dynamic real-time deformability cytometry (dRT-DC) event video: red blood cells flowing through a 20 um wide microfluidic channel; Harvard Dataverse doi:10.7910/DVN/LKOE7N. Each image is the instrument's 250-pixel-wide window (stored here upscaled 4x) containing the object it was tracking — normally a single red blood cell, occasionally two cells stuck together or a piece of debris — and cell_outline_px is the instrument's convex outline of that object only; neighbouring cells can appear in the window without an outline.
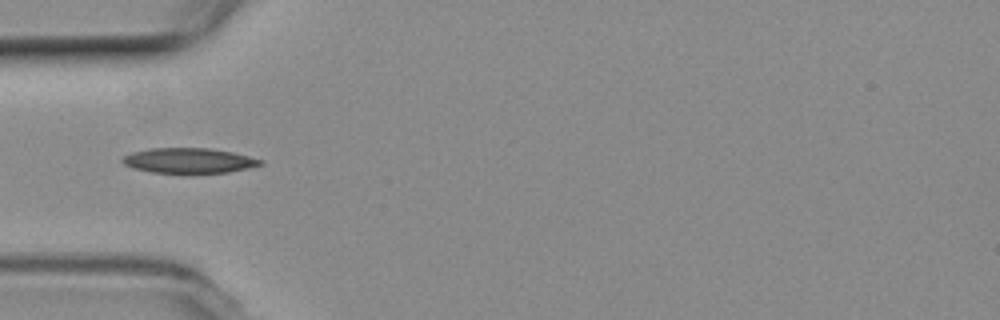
{"species": "common noctule bat (a hibernating species)", "species_latin": "Nyctalus noctula", "temperature_condition": "room temperature", "stored_images_in_passage": 38, "camera_frame_rate_fps": 3000, "um_per_image_px": 0.085, "animal": {"sex": "female", "body_mass_g": 19.3, "forearm_length_mm": 54.1}, "frame": {"image": 1, "passage_image": 1, "time_ms": 0.0, "image_size_px": [1000, 320], "cell_outline_px": [[264, 164], [248, 168], [228, 172], [152, 172], [132, 168], [124, 164], [120, 160], [124, 156], [132, 152], [152, 148], [208, 148], [232, 152], [264, 160]], "centroid_in_image_um": [16.05, 13.64], "position_along_channel_um": 68.9, "area_um2": 19.94}}
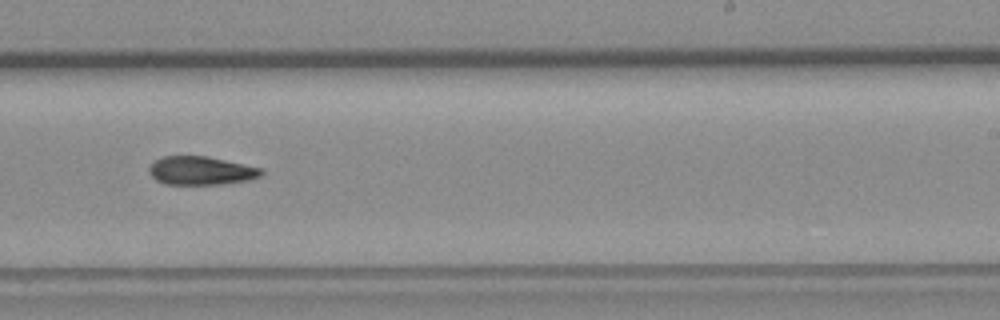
{"frame": {"image": 2, "passage_image": 17, "time_ms": 5.333, "image_size_px": [1000, 320], "cell_outline_px": [[264, 172], [260, 176], [248, 180], [224, 184], [164, 184], [156, 180], [148, 172], [148, 168], [156, 160], [164, 156], [208, 156], [264, 168]], "centroid_in_image_um": [17.11, 14.5], "position_along_channel_um": 271.9, "area_um2": 18.73}}
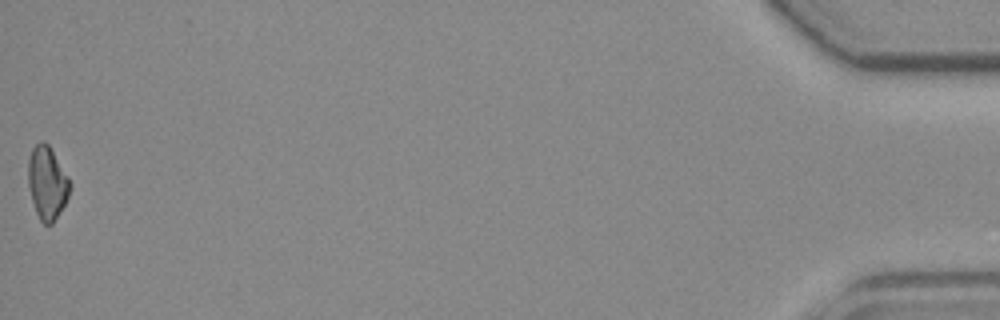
{"frame": {"image": 3, "passage_image": 38, "time_ms": 12.333, "image_size_px": [1000, 320], "cell_outline_px": [[72, 188], [64, 204], [52, 224], [44, 224], [40, 220], [36, 212], [32, 200], [28, 184], [28, 160], [32, 148], [40, 140], [44, 140], [48, 144], [68, 176], [72, 184]], "centroid_in_image_um": [4.01, 15.52], "position_along_channel_um": 431.2, "area_um2": 17.74}}